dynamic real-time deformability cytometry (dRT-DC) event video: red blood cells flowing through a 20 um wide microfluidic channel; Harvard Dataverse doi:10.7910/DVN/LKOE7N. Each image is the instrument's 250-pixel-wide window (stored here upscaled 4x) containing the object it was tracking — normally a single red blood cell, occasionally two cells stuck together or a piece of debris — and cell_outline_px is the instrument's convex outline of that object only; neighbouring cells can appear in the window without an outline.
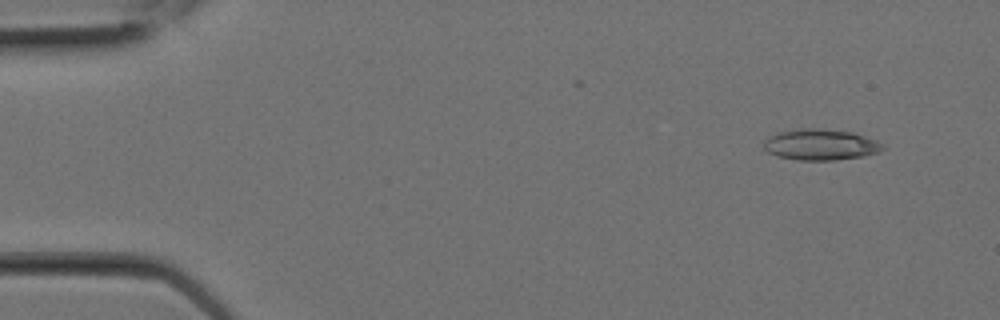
{"species": "Egyptian fruit bat (a non-hibernating species)", "species_latin": "Rousettus aegyptiacus", "temperature_condition": "room temperature", "stored_images_in_passage": 8, "camera_frame_rate_fps": 3000, "um_per_image_px": 0.085, "animal": {"sex": "female"}, "frame": {"image": 1, "passage_image": 2, "time_ms": 0.333, "image_size_px": [1000, 320], "cell_outline_px": [[884, 148], [876, 152], [864, 156], [836, 160], [796, 160], [776, 156], [768, 152], [764, 148], [764, 140], [768, 136], [780, 132], [800, 128], [820, 128], [852, 132], [876, 140], [884, 144]], "centroid_in_image_um": [69.72, 12.29], "position_along_channel_um": 15.3, "area_um2": 21.56}}
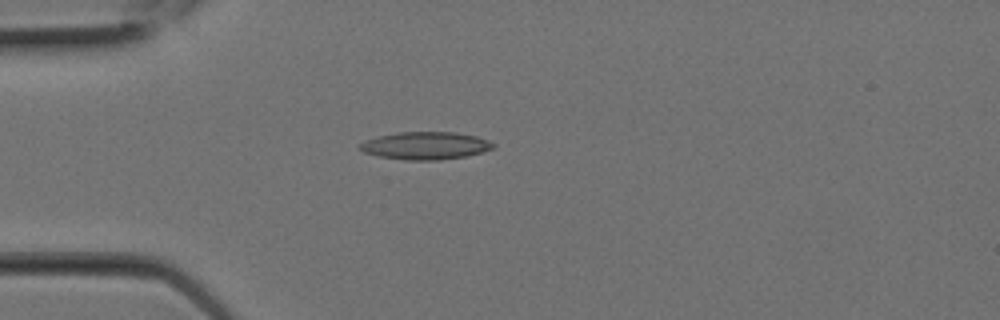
{"frame": {"image": 2, "passage_image": 6, "time_ms": 1.667, "image_size_px": [1000, 320], "cell_outline_px": [[496, 148], [464, 156], [440, 160], [404, 160], [380, 156], [364, 152], [356, 148], [356, 144], [364, 140], [396, 132], [456, 132], [476, 136], [488, 140], [496, 144]], "centroid_in_image_um": [36.13, 12.37], "position_along_channel_um": 48.9, "area_um2": 21.62}}
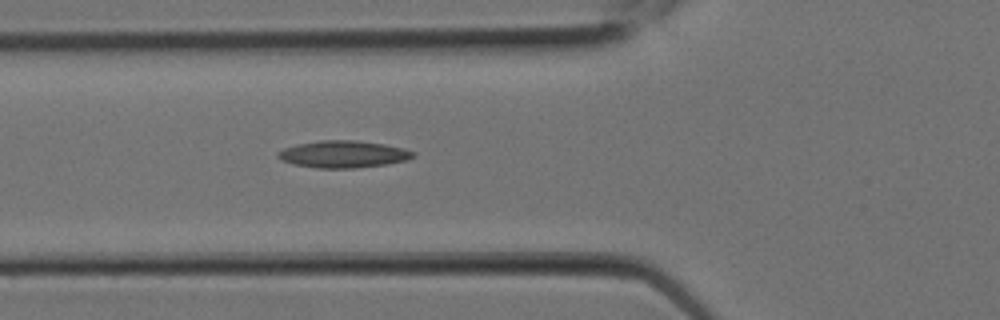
{"frame": {"image": 3, "passage_image": 8, "time_ms": 2.333, "image_size_px": [1000, 320], "cell_outline_px": [[416, 156], [408, 160], [388, 164], [356, 168], [316, 168], [292, 164], [280, 160], [276, 156], [276, 152], [284, 148], [296, 144], [320, 140], [356, 140], [384, 144], [404, 148], [416, 152]], "centroid_in_image_um": [29.18, 13.11], "position_along_channel_um": 96.6, "area_um2": 21.68}}